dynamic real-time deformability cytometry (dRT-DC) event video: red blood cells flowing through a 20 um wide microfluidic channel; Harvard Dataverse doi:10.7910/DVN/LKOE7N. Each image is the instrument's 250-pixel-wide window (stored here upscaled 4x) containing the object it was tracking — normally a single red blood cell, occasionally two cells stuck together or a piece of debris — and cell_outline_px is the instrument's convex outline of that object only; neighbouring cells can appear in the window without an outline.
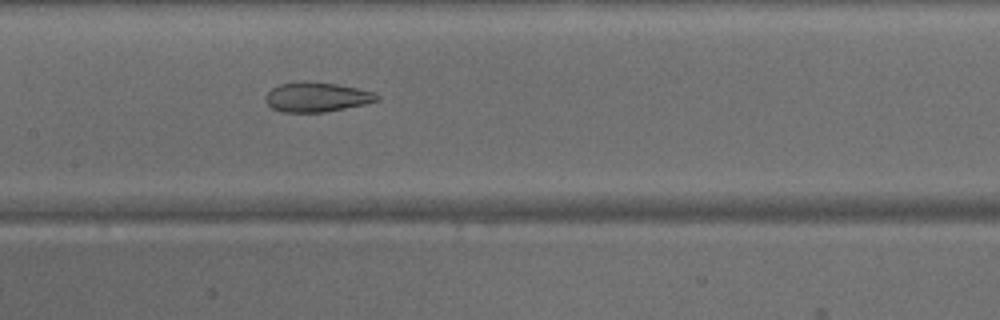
{"species": "common noctule bat (a hibernating species)", "species_latin": "Nyctalus noctula", "temperature_condition": "warm", "stored_images_in_passage": 39, "camera_frame_rate_fps": 3000, "um_per_image_px": 0.085, "animal": {"sex": "male", "body_mass_g": 15.6}, "frame": {"image": 1, "passage_image": 15, "time_ms": 4.667, "image_size_px": [1000, 320], "cell_outline_px": [[380, 100], [364, 104], [324, 112], [280, 112], [272, 108], [264, 100], [264, 96], [272, 88], [280, 84], [304, 80], [308, 80], [336, 84], [376, 92], [380, 96]], "centroid_in_image_um": [26.91, 8.24], "position_along_channel_um": 180.5, "area_um2": 19.42}}
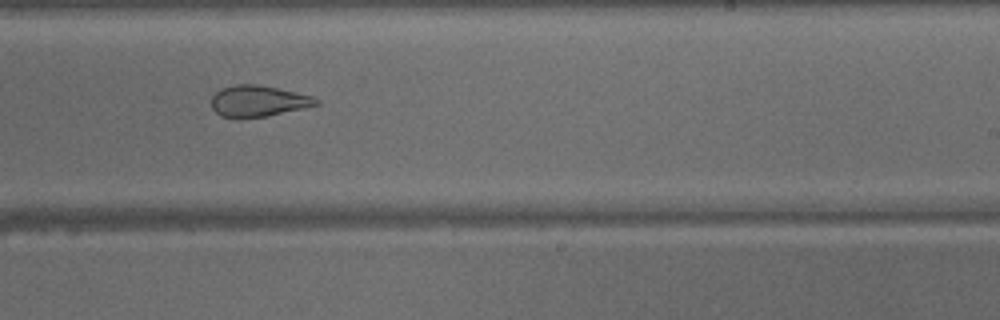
{"frame": {"image": 2, "passage_image": 21, "time_ms": 6.667, "image_size_px": [1000, 320], "cell_outline_px": [[320, 104], [304, 108], [268, 116], [220, 116], [212, 108], [212, 96], [220, 88], [236, 84], [260, 84], [312, 96], [320, 100]], "centroid_in_image_um": [21.97, 8.56], "position_along_channel_um": 267.0, "area_um2": 18.79}}
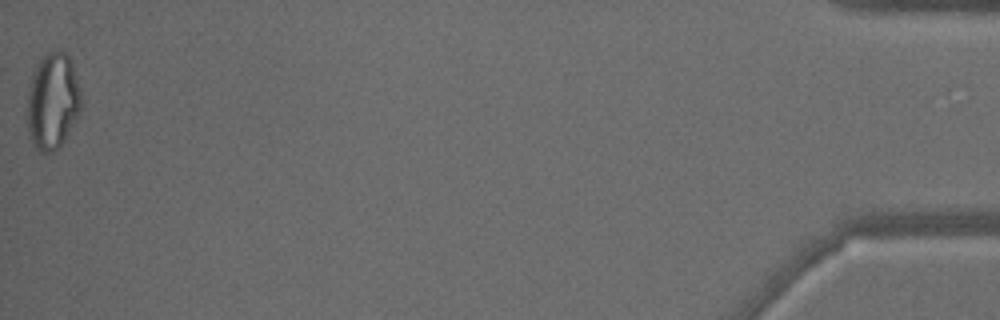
{"frame": {"image": 3, "passage_image": 39, "time_ms": 12.667, "image_size_px": [1000, 320], "cell_outline_px": [[80, 112], [64, 140], [52, 152], [44, 156], [36, 148], [28, 136], [28, 88], [32, 76], [40, 60], [52, 48], [60, 48], [68, 52], [72, 64], [80, 92]], "centroid_in_image_um": [4.47, 8.58], "position_along_channel_um": 430.7, "area_um2": 30.29}}